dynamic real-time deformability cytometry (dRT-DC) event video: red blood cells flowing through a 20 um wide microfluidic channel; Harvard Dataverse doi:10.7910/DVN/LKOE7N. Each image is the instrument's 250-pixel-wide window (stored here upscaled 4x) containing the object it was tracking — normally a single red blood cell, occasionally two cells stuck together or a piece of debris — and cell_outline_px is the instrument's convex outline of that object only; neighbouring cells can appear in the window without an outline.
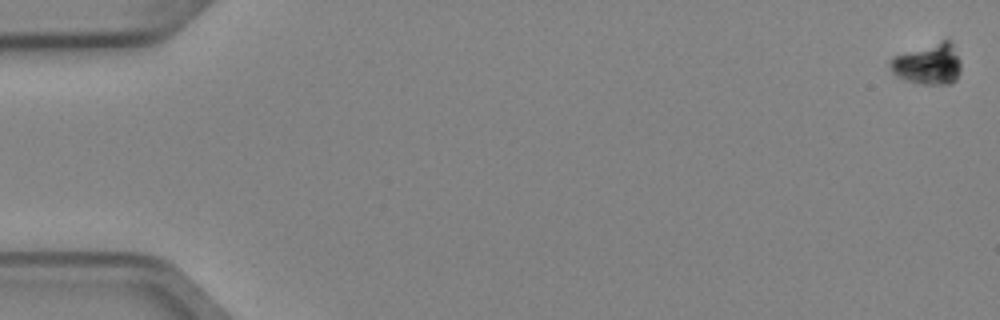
{"species": "Egyptian fruit bat (a non-hibernating species)", "species_latin": "Rousettus aegyptiacus", "temperature_condition": "cold", "stored_images_in_passage": 7, "camera_frame_rate_fps": 3000, "um_per_image_px": 0.085, "animal": {"sex": "female"}, "frame": {"image": 1, "passage_image": 1, "time_ms": 0.0, "image_size_px": [1000, 320], "cell_outline_px": [[960, 72], [956, 80], [948, 84], [924, 84], [904, 80], [896, 76], [892, 72], [888, 64], [888, 60], [892, 56], [940, 40], [952, 40], [960, 60]], "centroid_in_image_um": [78.88, 5.43], "position_along_channel_um": 6.1, "area_um2": 17.28}}
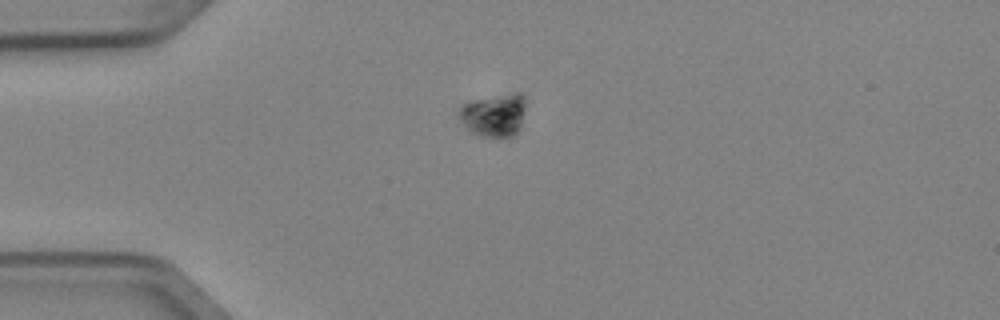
{"frame": {"image": 2, "passage_image": 5, "time_ms": 1.333, "image_size_px": [1000, 320], "cell_outline_px": [[524, 108], [520, 128], [512, 136], [484, 136], [472, 132], [460, 120], [460, 104], [472, 100], [516, 92], [520, 92], [524, 96]], "centroid_in_image_um": [41.99, 9.75], "position_along_channel_um": 43.0, "area_um2": 16.36}}
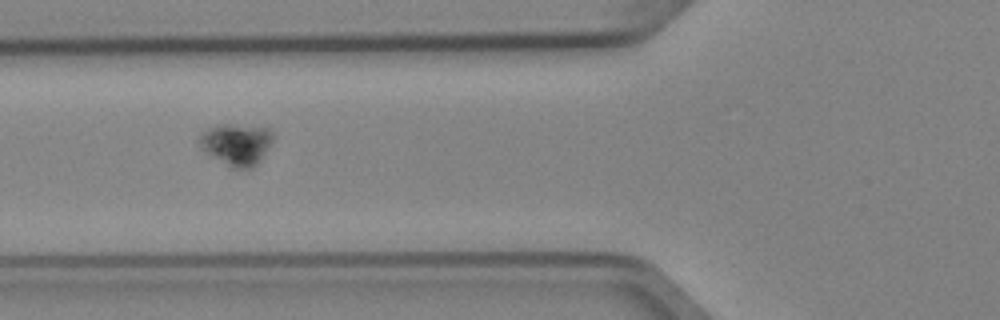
{"frame": {"image": 3, "passage_image": 7, "time_ms": 2.0, "image_size_px": [1000, 320], "cell_outline_px": [[272, 140], [268, 148], [260, 160], [252, 168], [228, 168], [212, 156], [200, 144], [200, 136], [208, 128], [216, 124], [232, 124], [272, 128]], "centroid_in_image_um": [20.13, 12.25], "position_along_channel_um": 105.7, "area_um2": 17.74}}